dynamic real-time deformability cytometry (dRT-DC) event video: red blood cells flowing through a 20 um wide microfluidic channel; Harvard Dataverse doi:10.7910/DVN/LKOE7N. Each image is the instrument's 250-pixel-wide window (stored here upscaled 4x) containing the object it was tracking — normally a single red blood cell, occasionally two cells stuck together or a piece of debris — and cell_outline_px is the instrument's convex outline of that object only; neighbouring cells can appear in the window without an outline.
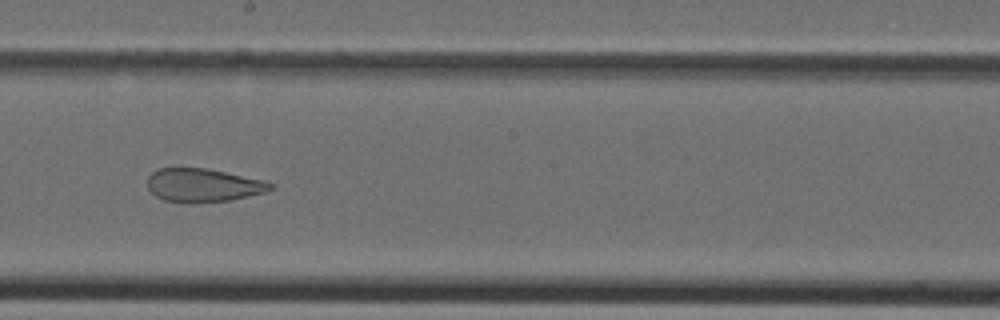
{"species": "Egyptian fruit bat (a non-hibernating species)", "species_latin": "Rousettus aegyptiacus", "temperature_condition": "cold", "stored_images_in_passage": 31, "camera_frame_rate_fps": 3000, "um_per_image_px": 0.085, "animal": {"sex": "female"}, "frame": {"image": 1, "passage_image": 14, "time_ms": 4.333, "image_size_px": [1000, 320], "cell_outline_px": [[276, 188], [264, 192], [248, 196], [228, 200], [192, 204], [180, 204], [164, 200], [156, 196], [148, 188], [148, 176], [152, 172], [160, 168], [208, 168], [260, 180], [272, 184]], "centroid_in_image_um": [17.21, 15.76], "position_along_channel_um": 231.0, "area_um2": 23.99}}
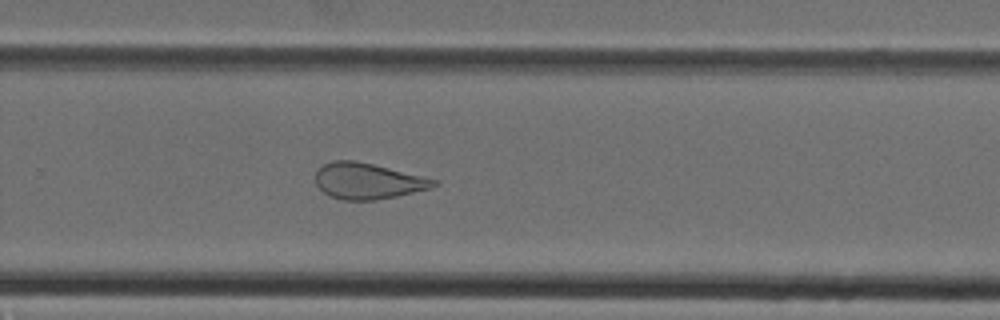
{"frame": {"image": 2, "passage_image": 18, "time_ms": 5.667, "image_size_px": [1000, 320], "cell_outline_px": [[440, 184], [428, 188], [396, 196], [376, 200], [344, 200], [332, 196], [324, 192], [316, 184], [316, 172], [324, 164], [332, 160], [356, 160], [440, 180]], "centroid_in_image_um": [31.28, 15.37], "position_along_channel_um": 298.5, "area_um2": 24.62}}